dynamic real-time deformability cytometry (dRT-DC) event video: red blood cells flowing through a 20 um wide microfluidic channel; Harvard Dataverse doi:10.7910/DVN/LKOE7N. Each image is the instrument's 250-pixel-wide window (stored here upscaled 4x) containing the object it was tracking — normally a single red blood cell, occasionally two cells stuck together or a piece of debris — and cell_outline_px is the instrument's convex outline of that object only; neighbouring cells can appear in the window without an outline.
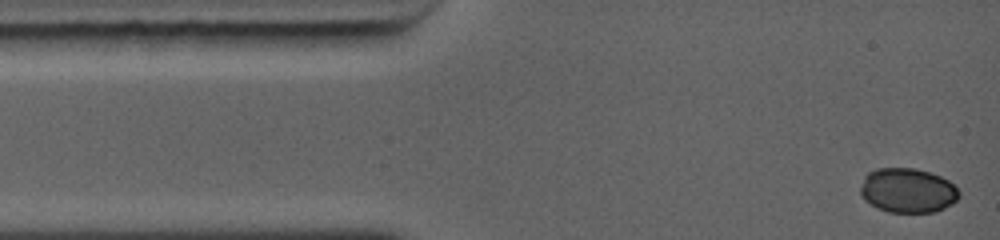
{"species": "common noctule bat (a hibernating species)", "species_latin": "Nyctalus noctula", "temperature_condition": "warm", "stored_images_in_passage": 44, "camera_frame_rate_fps": 5000, "um_per_image_px": 0.085, "animal": {"sex": "female", "body_mass_g": 19.0, "forearm_length_mm": 56.7}, "frame": {"image": 1, "passage_image": 1, "time_ms": 0.0, "image_size_px": [1000, 240], "cell_outline_px": [[960, 196], [952, 204], [936, 212], [888, 212], [876, 208], [864, 200], [860, 192], [860, 188], [864, 176], [868, 172], [876, 168], [916, 168], [940, 176], [948, 180], [960, 192]], "centroid_in_image_um": [77.13, 16.19], "position_along_channel_um": 7.9, "area_um2": 25.78}}
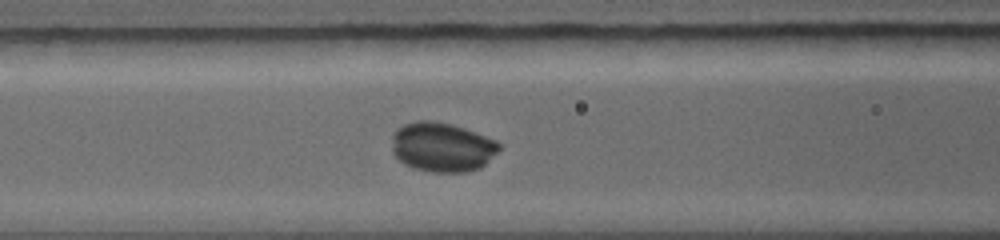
{"frame": {"image": 2, "passage_image": 19, "time_ms": 4.2, "image_size_px": [1000, 240], "cell_outline_px": [[500, 148], [480, 168], [468, 172], [428, 172], [412, 168], [404, 164], [392, 152], [392, 132], [396, 128], [404, 124], [416, 120], [436, 120], [452, 124], [464, 128], [496, 140], [500, 144]], "centroid_in_image_um": [37.53, 12.49], "position_along_channel_um": 129.1, "area_um2": 31.15}}
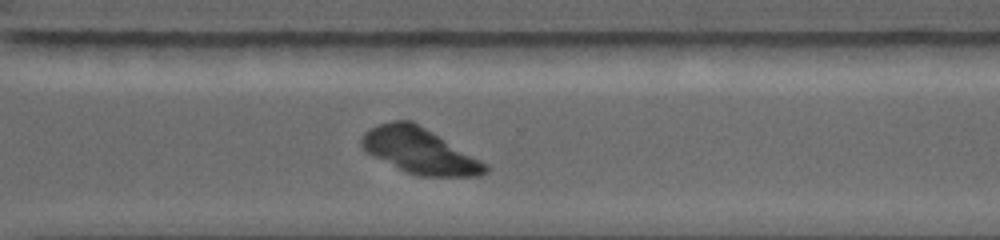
{"frame": {"image": 3, "passage_image": 38, "time_ms": 8.8, "image_size_px": [1000, 240], "cell_outline_px": [[488, 168], [480, 176], [420, 176], [408, 172], [372, 156], [364, 152], [360, 144], [360, 140], [364, 132], [380, 124], [392, 120], [412, 120], [488, 164]], "centroid_in_image_um": [35.64, 12.81], "position_along_channel_um": 335.0, "area_um2": 32.54}}